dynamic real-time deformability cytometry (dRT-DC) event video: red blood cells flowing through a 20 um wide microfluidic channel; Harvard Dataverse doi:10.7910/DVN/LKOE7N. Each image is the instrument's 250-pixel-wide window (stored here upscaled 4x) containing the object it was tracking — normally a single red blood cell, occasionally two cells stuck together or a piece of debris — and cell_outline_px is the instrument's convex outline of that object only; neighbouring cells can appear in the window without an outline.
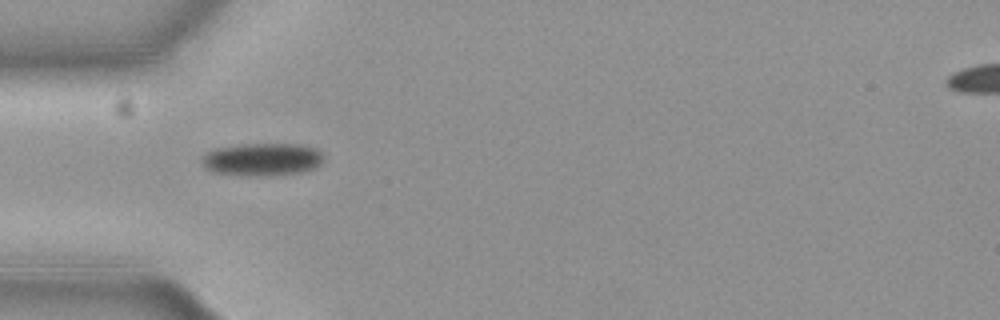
{"species": "common noctule bat (a hibernating species)", "species_latin": "Nyctalus noctula", "temperature_condition": "cold", "stored_images_in_passage": 40, "camera_frame_rate_fps": 3000, "um_per_image_px": 0.085, "animal": {"sex": "female", "body_mass_g": 19.3, "forearm_length_mm": 54.1}, "frame": {"image": 1, "passage_image": 1, "time_ms": 0.0, "image_size_px": [1000, 320], "cell_outline_px": [[324, 160], [316, 168], [300, 172], [268, 176], [248, 176], [212, 172], [204, 164], [204, 156], [208, 152], [216, 148], [244, 144], [300, 144], [316, 148], [324, 156]], "centroid_in_image_um": [22.36, 13.55], "position_along_channel_um": 62.6, "area_um2": 23.18}}
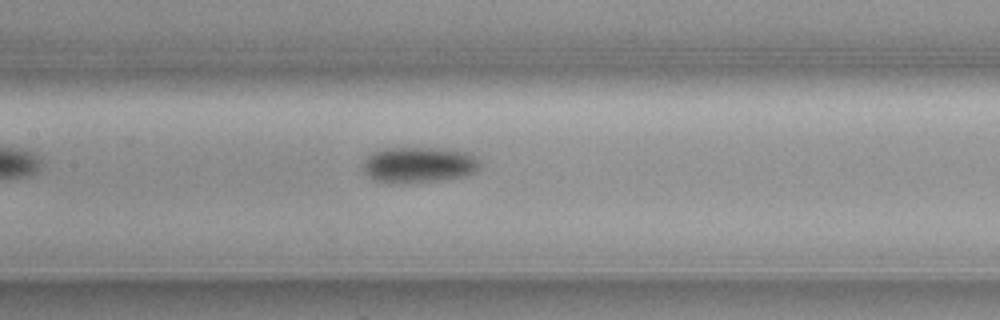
{"frame": {"image": 2, "passage_image": 10, "time_ms": 3.0, "image_size_px": [1000, 320], "cell_outline_px": [[480, 168], [464, 176], [436, 180], [376, 180], [368, 176], [364, 168], [364, 160], [372, 152], [384, 148], [452, 148], [468, 152], [480, 164]], "centroid_in_image_um": [35.64, 13.94], "position_along_channel_um": 171.8, "area_um2": 23.41}}
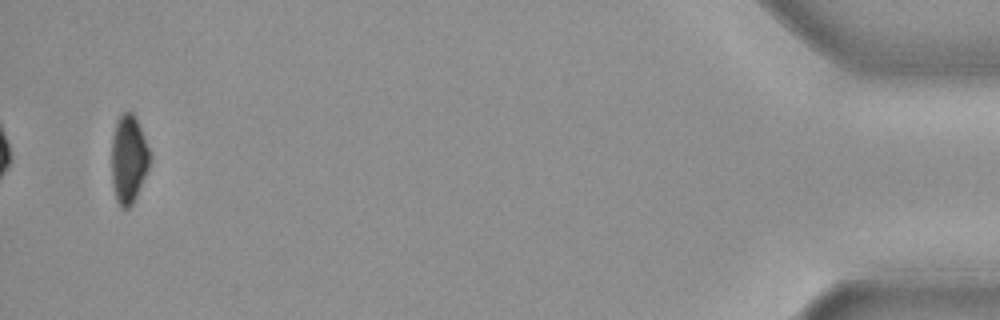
{"frame": {"image": 3, "passage_image": 38, "time_ms": 12.333, "image_size_px": [1000, 320], "cell_outline_px": [[148, 168], [136, 196], [132, 204], [128, 208], [120, 208], [116, 200], [112, 184], [112, 136], [116, 124], [120, 116], [124, 112], [132, 112], [136, 116], [148, 148]], "centroid_in_image_um": [10.9, 13.54], "position_along_channel_um": 424.3, "area_um2": 19.25}, "authors_computed_cell_mechanics": {"area_um2": 23.2356, "velocity_mm_per_s": 3.6901, "shape_relaxation_time_tau1_ms": 3.7589, "shape_relaxation_time_tau2_ms": null, "deformation_change_tau1": 0.0784, "deformation_change_tau2": null}}